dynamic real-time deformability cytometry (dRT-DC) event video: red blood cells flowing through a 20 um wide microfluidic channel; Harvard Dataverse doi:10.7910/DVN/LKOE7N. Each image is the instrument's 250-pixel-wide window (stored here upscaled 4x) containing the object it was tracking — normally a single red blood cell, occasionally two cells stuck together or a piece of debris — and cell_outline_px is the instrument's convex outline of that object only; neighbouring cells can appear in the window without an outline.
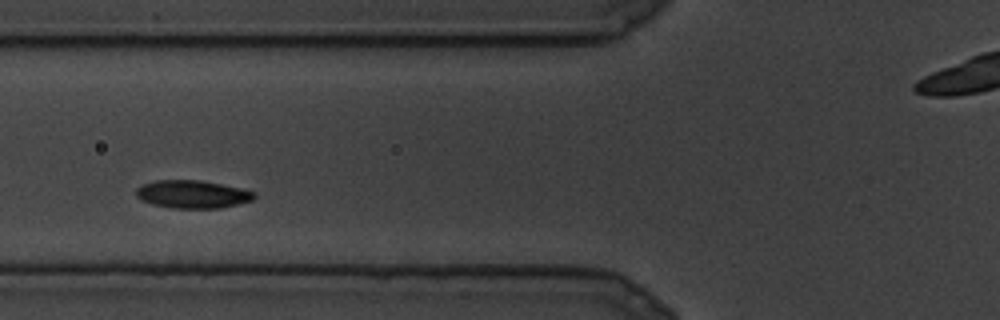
{"species": "common noctule bat (a hibernating species)", "species_latin": "Nyctalus noctula", "temperature_condition": "cold", "stored_images_in_passage": 7, "camera_frame_rate_fps": 3000, "um_per_image_px": 0.085, "animal": {"sex": "male", "body_mass_g": 19.5, "forearm_length_mm": 54.6}, "frame": {"image": 1, "passage_image": 4, "time_ms": 1.0, "image_size_px": [1000, 320], "cell_outline_px": [[256, 196], [252, 200], [220, 208], [172, 208], [152, 204], [136, 196], [136, 188], [144, 184], [156, 180], [200, 180], [244, 188], [256, 192]], "centroid_in_image_um": [16.39, 16.5], "position_along_channel_um": 109.4, "area_um2": 19.19}}
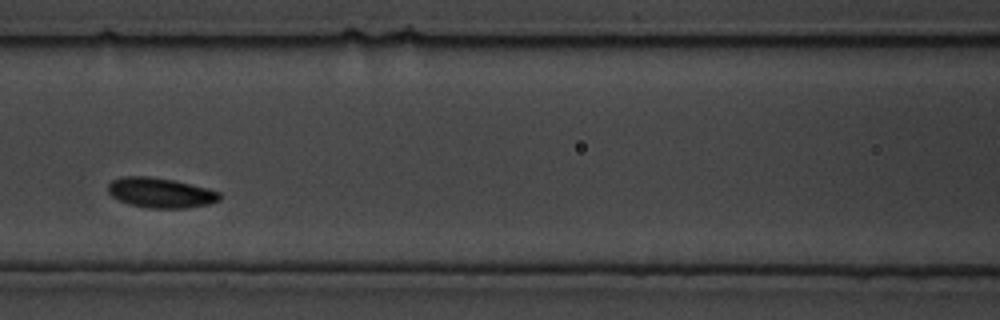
{"frame": {"image": 2, "passage_image": 6, "time_ms": 1.667, "image_size_px": [1000, 320], "cell_outline_px": [[220, 200], [208, 204], [188, 208], [148, 208], [128, 204], [112, 196], [108, 192], [108, 184], [112, 180], [120, 176], [148, 176], [172, 180], [208, 188], [220, 192]], "centroid_in_image_um": [13.63, 16.38], "position_along_channel_um": 153.0, "area_um2": 19.54}}